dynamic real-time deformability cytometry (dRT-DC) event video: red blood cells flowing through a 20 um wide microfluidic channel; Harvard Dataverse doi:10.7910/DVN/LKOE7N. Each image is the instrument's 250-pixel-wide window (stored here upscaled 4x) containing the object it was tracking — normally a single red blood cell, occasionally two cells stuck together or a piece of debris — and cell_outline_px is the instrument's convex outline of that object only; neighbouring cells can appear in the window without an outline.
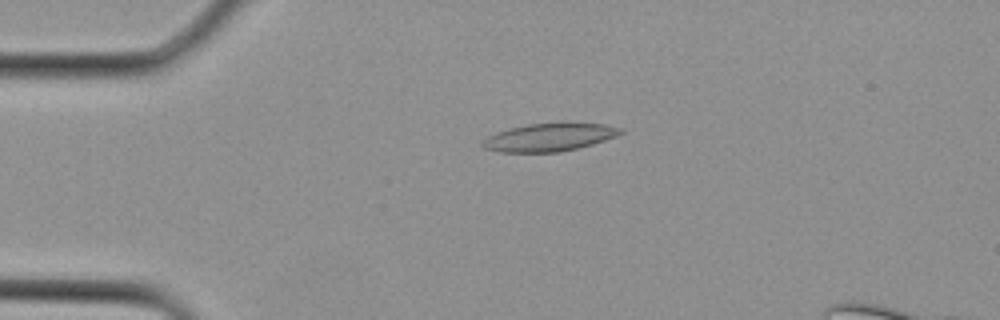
{"species": "Egyptian fruit bat (a non-hibernating species)", "species_latin": "Rousettus aegyptiacus", "temperature_condition": "cold", "stored_images_in_passage": 1, "camera_frame_rate_fps": 3000, "um_per_image_px": 0.085, "animal": {"sex": "female"}, "frame": {"image": 1, "passage_image": 1, "time_ms": 0.0, "image_size_px": [1000, 320], "cell_outline_px": [[624, 132], [616, 136], [592, 144], [560, 152], [500, 152], [484, 148], [480, 144], [488, 136], [496, 132], [508, 128], [528, 124], [604, 124], [624, 128]], "centroid_in_image_um": [46.67, 11.68], "position_along_channel_um": 38.3, "area_um2": 22.08}}